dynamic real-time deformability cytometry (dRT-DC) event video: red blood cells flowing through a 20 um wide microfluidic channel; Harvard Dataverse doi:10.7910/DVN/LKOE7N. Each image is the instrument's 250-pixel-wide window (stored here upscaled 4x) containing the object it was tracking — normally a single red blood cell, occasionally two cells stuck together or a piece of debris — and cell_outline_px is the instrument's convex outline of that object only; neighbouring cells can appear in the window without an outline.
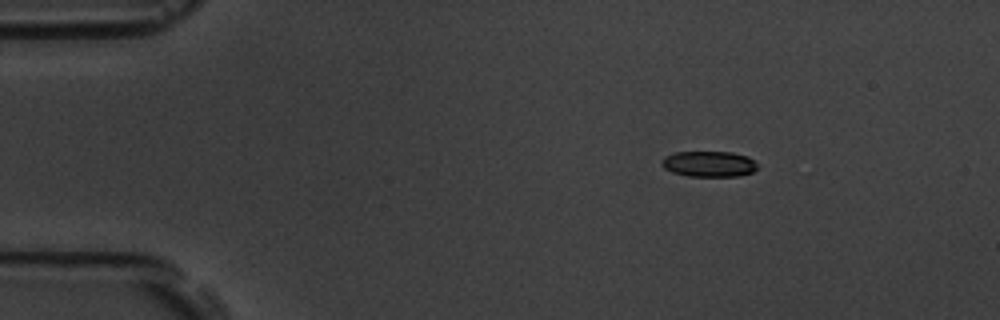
{"species": "common noctule bat (a hibernating species)", "species_latin": "Nyctalus noctula", "temperature_condition": "room temperature", "stored_images_in_passage": 4, "camera_frame_rate_fps": 3000, "um_per_image_px": 0.085, "animal": {"sex": "male", "body_mass_g": 19.5, "forearm_length_mm": 54.6}, "frame": {"image": 1, "passage_image": 1, "time_ms": 0.0, "image_size_px": [1000, 320], "cell_outline_px": [[756, 168], [752, 172], [736, 176], [688, 176], [672, 172], [664, 168], [660, 164], [660, 160], [664, 156], [676, 152], [732, 152], [748, 156], [756, 164]], "centroid_in_image_um": [60.2, 13.93], "position_along_channel_um": 24.8, "area_um2": 14.33}}